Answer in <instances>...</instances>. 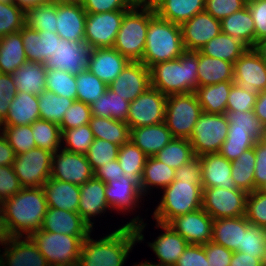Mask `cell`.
Returning a JSON list of instances; mask_svg holds the SVG:
<instances>
[{"mask_svg": "<svg viewBox=\"0 0 266 266\" xmlns=\"http://www.w3.org/2000/svg\"><path fill=\"white\" fill-rule=\"evenodd\" d=\"M0 131L6 137L16 155L36 148L31 125H0Z\"/></svg>", "mask_w": 266, "mask_h": 266, "instance_id": "obj_53", "label": "cell"}, {"mask_svg": "<svg viewBox=\"0 0 266 266\" xmlns=\"http://www.w3.org/2000/svg\"><path fill=\"white\" fill-rule=\"evenodd\" d=\"M136 3H149L151 4V0H134Z\"/></svg>", "mask_w": 266, "mask_h": 266, "instance_id": "obj_80", "label": "cell"}, {"mask_svg": "<svg viewBox=\"0 0 266 266\" xmlns=\"http://www.w3.org/2000/svg\"><path fill=\"white\" fill-rule=\"evenodd\" d=\"M209 266H230L233 252L214 242L204 245Z\"/></svg>", "mask_w": 266, "mask_h": 266, "instance_id": "obj_67", "label": "cell"}, {"mask_svg": "<svg viewBox=\"0 0 266 266\" xmlns=\"http://www.w3.org/2000/svg\"><path fill=\"white\" fill-rule=\"evenodd\" d=\"M175 266H209L204 245L189 244Z\"/></svg>", "mask_w": 266, "mask_h": 266, "instance_id": "obj_66", "label": "cell"}, {"mask_svg": "<svg viewBox=\"0 0 266 266\" xmlns=\"http://www.w3.org/2000/svg\"><path fill=\"white\" fill-rule=\"evenodd\" d=\"M39 119L38 95L17 92L10 103L6 119L0 125H31Z\"/></svg>", "mask_w": 266, "mask_h": 266, "instance_id": "obj_32", "label": "cell"}, {"mask_svg": "<svg viewBox=\"0 0 266 266\" xmlns=\"http://www.w3.org/2000/svg\"><path fill=\"white\" fill-rule=\"evenodd\" d=\"M90 107L93 116L112 118L126 123L130 102L108 87Z\"/></svg>", "mask_w": 266, "mask_h": 266, "instance_id": "obj_43", "label": "cell"}, {"mask_svg": "<svg viewBox=\"0 0 266 266\" xmlns=\"http://www.w3.org/2000/svg\"><path fill=\"white\" fill-rule=\"evenodd\" d=\"M248 228L245 216L213 220L212 242L237 252L242 246L243 232Z\"/></svg>", "mask_w": 266, "mask_h": 266, "instance_id": "obj_30", "label": "cell"}, {"mask_svg": "<svg viewBox=\"0 0 266 266\" xmlns=\"http://www.w3.org/2000/svg\"><path fill=\"white\" fill-rule=\"evenodd\" d=\"M254 187L257 190L266 182V162H255Z\"/></svg>", "mask_w": 266, "mask_h": 266, "instance_id": "obj_73", "label": "cell"}, {"mask_svg": "<svg viewBox=\"0 0 266 266\" xmlns=\"http://www.w3.org/2000/svg\"><path fill=\"white\" fill-rule=\"evenodd\" d=\"M174 180L175 169L157 160L154 156L148 157L140 180L141 193L146 196L154 187L164 189Z\"/></svg>", "mask_w": 266, "mask_h": 266, "instance_id": "obj_38", "label": "cell"}, {"mask_svg": "<svg viewBox=\"0 0 266 266\" xmlns=\"http://www.w3.org/2000/svg\"><path fill=\"white\" fill-rule=\"evenodd\" d=\"M233 82L255 95L266 90V64L254 48L247 49L235 61Z\"/></svg>", "mask_w": 266, "mask_h": 266, "instance_id": "obj_16", "label": "cell"}, {"mask_svg": "<svg viewBox=\"0 0 266 266\" xmlns=\"http://www.w3.org/2000/svg\"><path fill=\"white\" fill-rule=\"evenodd\" d=\"M255 94L243 90L239 85L233 83L229 92L226 111H254V106L257 100Z\"/></svg>", "mask_w": 266, "mask_h": 266, "instance_id": "obj_60", "label": "cell"}, {"mask_svg": "<svg viewBox=\"0 0 266 266\" xmlns=\"http://www.w3.org/2000/svg\"><path fill=\"white\" fill-rule=\"evenodd\" d=\"M45 81L46 90L54 92L56 95L76 100L77 85L75 75L56 69H47Z\"/></svg>", "mask_w": 266, "mask_h": 266, "instance_id": "obj_52", "label": "cell"}, {"mask_svg": "<svg viewBox=\"0 0 266 266\" xmlns=\"http://www.w3.org/2000/svg\"><path fill=\"white\" fill-rule=\"evenodd\" d=\"M90 50L84 40L72 42L60 38L52 57L44 64L47 69H56L77 76L88 69Z\"/></svg>", "mask_w": 266, "mask_h": 266, "instance_id": "obj_14", "label": "cell"}, {"mask_svg": "<svg viewBox=\"0 0 266 266\" xmlns=\"http://www.w3.org/2000/svg\"><path fill=\"white\" fill-rule=\"evenodd\" d=\"M213 218L202 208L173 218L168 225L189 244L205 245L212 241Z\"/></svg>", "mask_w": 266, "mask_h": 266, "instance_id": "obj_17", "label": "cell"}, {"mask_svg": "<svg viewBox=\"0 0 266 266\" xmlns=\"http://www.w3.org/2000/svg\"><path fill=\"white\" fill-rule=\"evenodd\" d=\"M105 195L111 211L116 210L123 214L136 211L134 208H140L139 204L144 199L140 188L125 176H121L119 181H109L106 184Z\"/></svg>", "mask_w": 266, "mask_h": 266, "instance_id": "obj_25", "label": "cell"}, {"mask_svg": "<svg viewBox=\"0 0 266 266\" xmlns=\"http://www.w3.org/2000/svg\"><path fill=\"white\" fill-rule=\"evenodd\" d=\"M266 249V229L248 222V228L243 232L242 246L239 252L248 255H257L263 260Z\"/></svg>", "mask_w": 266, "mask_h": 266, "instance_id": "obj_57", "label": "cell"}, {"mask_svg": "<svg viewBox=\"0 0 266 266\" xmlns=\"http://www.w3.org/2000/svg\"><path fill=\"white\" fill-rule=\"evenodd\" d=\"M77 101L91 105L106 92L108 85L90 70H84L76 76Z\"/></svg>", "mask_w": 266, "mask_h": 266, "instance_id": "obj_50", "label": "cell"}, {"mask_svg": "<svg viewBox=\"0 0 266 266\" xmlns=\"http://www.w3.org/2000/svg\"><path fill=\"white\" fill-rule=\"evenodd\" d=\"M106 184L95 177L80 185L79 206L77 212L91 229L95 218L111 210L105 195ZM93 220V221H92Z\"/></svg>", "mask_w": 266, "mask_h": 266, "instance_id": "obj_22", "label": "cell"}, {"mask_svg": "<svg viewBox=\"0 0 266 266\" xmlns=\"http://www.w3.org/2000/svg\"><path fill=\"white\" fill-rule=\"evenodd\" d=\"M197 87L233 81L234 64L201 54L198 51Z\"/></svg>", "mask_w": 266, "mask_h": 266, "instance_id": "obj_35", "label": "cell"}, {"mask_svg": "<svg viewBox=\"0 0 266 266\" xmlns=\"http://www.w3.org/2000/svg\"><path fill=\"white\" fill-rule=\"evenodd\" d=\"M253 48L259 54L263 62L266 64V38L256 42Z\"/></svg>", "mask_w": 266, "mask_h": 266, "instance_id": "obj_76", "label": "cell"}, {"mask_svg": "<svg viewBox=\"0 0 266 266\" xmlns=\"http://www.w3.org/2000/svg\"><path fill=\"white\" fill-rule=\"evenodd\" d=\"M146 225L143 217L138 215L98 240L93 239L90 233L83 240L78 266L125 265L134 245L145 240L142 233Z\"/></svg>", "mask_w": 266, "mask_h": 266, "instance_id": "obj_1", "label": "cell"}, {"mask_svg": "<svg viewBox=\"0 0 266 266\" xmlns=\"http://www.w3.org/2000/svg\"><path fill=\"white\" fill-rule=\"evenodd\" d=\"M119 146L104 139L95 138L85 154L93 171L118 157Z\"/></svg>", "mask_w": 266, "mask_h": 266, "instance_id": "obj_56", "label": "cell"}, {"mask_svg": "<svg viewBox=\"0 0 266 266\" xmlns=\"http://www.w3.org/2000/svg\"><path fill=\"white\" fill-rule=\"evenodd\" d=\"M180 26L186 51H199L212 38L221 33L220 21L205 11L196 14Z\"/></svg>", "mask_w": 266, "mask_h": 266, "instance_id": "obj_18", "label": "cell"}, {"mask_svg": "<svg viewBox=\"0 0 266 266\" xmlns=\"http://www.w3.org/2000/svg\"><path fill=\"white\" fill-rule=\"evenodd\" d=\"M26 25L37 31L56 32L57 0H50L25 12Z\"/></svg>", "mask_w": 266, "mask_h": 266, "instance_id": "obj_46", "label": "cell"}, {"mask_svg": "<svg viewBox=\"0 0 266 266\" xmlns=\"http://www.w3.org/2000/svg\"><path fill=\"white\" fill-rule=\"evenodd\" d=\"M247 0H205L204 11L221 21L246 6Z\"/></svg>", "mask_w": 266, "mask_h": 266, "instance_id": "obj_61", "label": "cell"}, {"mask_svg": "<svg viewBox=\"0 0 266 266\" xmlns=\"http://www.w3.org/2000/svg\"><path fill=\"white\" fill-rule=\"evenodd\" d=\"M202 166V188L237 189L231 177V161L220 153L199 156Z\"/></svg>", "mask_w": 266, "mask_h": 266, "instance_id": "obj_27", "label": "cell"}, {"mask_svg": "<svg viewBox=\"0 0 266 266\" xmlns=\"http://www.w3.org/2000/svg\"><path fill=\"white\" fill-rule=\"evenodd\" d=\"M257 190H258L260 193L266 195V182H265L264 184H262Z\"/></svg>", "mask_w": 266, "mask_h": 266, "instance_id": "obj_78", "label": "cell"}, {"mask_svg": "<svg viewBox=\"0 0 266 266\" xmlns=\"http://www.w3.org/2000/svg\"><path fill=\"white\" fill-rule=\"evenodd\" d=\"M20 33L27 60L42 64L52 57L60 39L56 32L37 31L27 25Z\"/></svg>", "mask_w": 266, "mask_h": 266, "instance_id": "obj_26", "label": "cell"}, {"mask_svg": "<svg viewBox=\"0 0 266 266\" xmlns=\"http://www.w3.org/2000/svg\"><path fill=\"white\" fill-rule=\"evenodd\" d=\"M256 161L266 162V136L255 143Z\"/></svg>", "mask_w": 266, "mask_h": 266, "instance_id": "obj_74", "label": "cell"}, {"mask_svg": "<svg viewBox=\"0 0 266 266\" xmlns=\"http://www.w3.org/2000/svg\"><path fill=\"white\" fill-rule=\"evenodd\" d=\"M3 250L0 248V266L49 265L30 236L13 237L3 245Z\"/></svg>", "mask_w": 266, "mask_h": 266, "instance_id": "obj_20", "label": "cell"}, {"mask_svg": "<svg viewBox=\"0 0 266 266\" xmlns=\"http://www.w3.org/2000/svg\"><path fill=\"white\" fill-rule=\"evenodd\" d=\"M256 140L245 131L228 130L219 153L229 161L236 160L245 150L254 147Z\"/></svg>", "mask_w": 266, "mask_h": 266, "instance_id": "obj_54", "label": "cell"}, {"mask_svg": "<svg viewBox=\"0 0 266 266\" xmlns=\"http://www.w3.org/2000/svg\"><path fill=\"white\" fill-rule=\"evenodd\" d=\"M92 113L89 104L75 100L74 103L65 111L62 122L59 124L60 130L77 128L88 124Z\"/></svg>", "mask_w": 266, "mask_h": 266, "instance_id": "obj_59", "label": "cell"}, {"mask_svg": "<svg viewBox=\"0 0 266 266\" xmlns=\"http://www.w3.org/2000/svg\"><path fill=\"white\" fill-rule=\"evenodd\" d=\"M130 61L113 47L94 48L88 57V70L110 85Z\"/></svg>", "mask_w": 266, "mask_h": 266, "instance_id": "obj_23", "label": "cell"}, {"mask_svg": "<svg viewBox=\"0 0 266 266\" xmlns=\"http://www.w3.org/2000/svg\"><path fill=\"white\" fill-rule=\"evenodd\" d=\"M148 156L142 152L131 140L118 149V161L124 171V176L133 181L140 188L144 166Z\"/></svg>", "mask_w": 266, "mask_h": 266, "instance_id": "obj_42", "label": "cell"}, {"mask_svg": "<svg viewBox=\"0 0 266 266\" xmlns=\"http://www.w3.org/2000/svg\"><path fill=\"white\" fill-rule=\"evenodd\" d=\"M94 177V171L85 154L72 153L62 148L52 157L50 178L83 185Z\"/></svg>", "mask_w": 266, "mask_h": 266, "instance_id": "obj_15", "label": "cell"}, {"mask_svg": "<svg viewBox=\"0 0 266 266\" xmlns=\"http://www.w3.org/2000/svg\"><path fill=\"white\" fill-rule=\"evenodd\" d=\"M155 14L152 4L135 3L122 19L113 48L129 61L141 62L149 21Z\"/></svg>", "mask_w": 266, "mask_h": 266, "instance_id": "obj_4", "label": "cell"}, {"mask_svg": "<svg viewBox=\"0 0 266 266\" xmlns=\"http://www.w3.org/2000/svg\"><path fill=\"white\" fill-rule=\"evenodd\" d=\"M86 16L82 3L57 0L56 33L72 42L84 40Z\"/></svg>", "mask_w": 266, "mask_h": 266, "instance_id": "obj_21", "label": "cell"}, {"mask_svg": "<svg viewBox=\"0 0 266 266\" xmlns=\"http://www.w3.org/2000/svg\"><path fill=\"white\" fill-rule=\"evenodd\" d=\"M198 51H185L178 59L149 68L151 86L164 95L195 92L198 84Z\"/></svg>", "mask_w": 266, "mask_h": 266, "instance_id": "obj_3", "label": "cell"}, {"mask_svg": "<svg viewBox=\"0 0 266 266\" xmlns=\"http://www.w3.org/2000/svg\"><path fill=\"white\" fill-rule=\"evenodd\" d=\"M45 64L25 61L13 74V81L18 92L40 95L46 90Z\"/></svg>", "mask_w": 266, "mask_h": 266, "instance_id": "obj_36", "label": "cell"}, {"mask_svg": "<svg viewBox=\"0 0 266 266\" xmlns=\"http://www.w3.org/2000/svg\"><path fill=\"white\" fill-rule=\"evenodd\" d=\"M22 188L12 165L0 166V199L2 202L13 197Z\"/></svg>", "mask_w": 266, "mask_h": 266, "instance_id": "obj_63", "label": "cell"}, {"mask_svg": "<svg viewBox=\"0 0 266 266\" xmlns=\"http://www.w3.org/2000/svg\"><path fill=\"white\" fill-rule=\"evenodd\" d=\"M152 6L160 18L181 25L204 11L205 0H157Z\"/></svg>", "mask_w": 266, "mask_h": 266, "instance_id": "obj_33", "label": "cell"}, {"mask_svg": "<svg viewBox=\"0 0 266 266\" xmlns=\"http://www.w3.org/2000/svg\"><path fill=\"white\" fill-rule=\"evenodd\" d=\"M2 206L14 237L31 236L41 229L48 209L43 187H24Z\"/></svg>", "mask_w": 266, "mask_h": 266, "instance_id": "obj_2", "label": "cell"}, {"mask_svg": "<svg viewBox=\"0 0 266 266\" xmlns=\"http://www.w3.org/2000/svg\"><path fill=\"white\" fill-rule=\"evenodd\" d=\"M245 217L250 224L266 229V195L255 190L246 198Z\"/></svg>", "mask_w": 266, "mask_h": 266, "instance_id": "obj_58", "label": "cell"}, {"mask_svg": "<svg viewBox=\"0 0 266 266\" xmlns=\"http://www.w3.org/2000/svg\"><path fill=\"white\" fill-rule=\"evenodd\" d=\"M156 228L163 229L162 233L153 242H147V246L153 250L161 266H175L179 257L183 254L189 243L168 224L156 222Z\"/></svg>", "mask_w": 266, "mask_h": 266, "instance_id": "obj_24", "label": "cell"}, {"mask_svg": "<svg viewBox=\"0 0 266 266\" xmlns=\"http://www.w3.org/2000/svg\"><path fill=\"white\" fill-rule=\"evenodd\" d=\"M153 219L168 224L173 218L202 208V182L174 180L163 190Z\"/></svg>", "mask_w": 266, "mask_h": 266, "instance_id": "obj_6", "label": "cell"}, {"mask_svg": "<svg viewBox=\"0 0 266 266\" xmlns=\"http://www.w3.org/2000/svg\"><path fill=\"white\" fill-rule=\"evenodd\" d=\"M151 86L150 70L142 62H129L108 87L132 102Z\"/></svg>", "mask_w": 266, "mask_h": 266, "instance_id": "obj_19", "label": "cell"}, {"mask_svg": "<svg viewBox=\"0 0 266 266\" xmlns=\"http://www.w3.org/2000/svg\"><path fill=\"white\" fill-rule=\"evenodd\" d=\"M49 1L50 0H13V3L26 12L31 7L39 6L40 4H44Z\"/></svg>", "mask_w": 266, "mask_h": 266, "instance_id": "obj_75", "label": "cell"}, {"mask_svg": "<svg viewBox=\"0 0 266 266\" xmlns=\"http://www.w3.org/2000/svg\"><path fill=\"white\" fill-rule=\"evenodd\" d=\"M175 180L186 182H202V166L199 156L183 164L175 170Z\"/></svg>", "mask_w": 266, "mask_h": 266, "instance_id": "obj_68", "label": "cell"}, {"mask_svg": "<svg viewBox=\"0 0 266 266\" xmlns=\"http://www.w3.org/2000/svg\"><path fill=\"white\" fill-rule=\"evenodd\" d=\"M53 153L42 148H34L16 155L12 164L22 187H43L50 178Z\"/></svg>", "mask_w": 266, "mask_h": 266, "instance_id": "obj_10", "label": "cell"}, {"mask_svg": "<svg viewBox=\"0 0 266 266\" xmlns=\"http://www.w3.org/2000/svg\"><path fill=\"white\" fill-rule=\"evenodd\" d=\"M41 230L74 236H88L93 229L78 212L48 207Z\"/></svg>", "mask_w": 266, "mask_h": 266, "instance_id": "obj_28", "label": "cell"}, {"mask_svg": "<svg viewBox=\"0 0 266 266\" xmlns=\"http://www.w3.org/2000/svg\"><path fill=\"white\" fill-rule=\"evenodd\" d=\"M230 266H262V260L257 255H248L242 252H233Z\"/></svg>", "mask_w": 266, "mask_h": 266, "instance_id": "obj_71", "label": "cell"}, {"mask_svg": "<svg viewBox=\"0 0 266 266\" xmlns=\"http://www.w3.org/2000/svg\"><path fill=\"white\" fill-rule=\"evenodd\" d=\"M233 81L197 87L195 94L202 111L212 114H225L229 92Z\"/></svg>", "mask_w": 266, "mask_h": 266, "instance_id": "obj_39", "label": "cell"}, {"mask_svg": "<svg viewBox=\"0 0 266 266\" xmlns=\"http://www.w3.org/2000/svg\"><path fill=\"white\" fill-rule=\"evenodd\" d=\"M94 139L89 123L65 129L61 131V148L72 153L86 154Z\"/></svg>", "mask_w": 266, "mask_h": 266, "instance_id": "obj_51", "label": "cell"}, {"mask_svg": "<svg viewBox=\"0 0 266 266\" xmlns=\"http://www.w3.org/2000/svg\"><path fill=\"white\" fill-rule=\"evenodd\" d=\"M247 49L241 41L221 32L200 48L199 52L234 64Z\"/></svg>", "mask_w": 266, "mask_h": 266, "instance_id": "obj_40", "label": "cell"}, {"mask_svg": "<svg viewBox=\"0 0 266 266\" xmlns=\"http://www.w3.org/2000/svg\"><path fill=\"white\" fill-rule=\"evenodd\" d=\"M17 92L12 75L0 73V124L6 119L10 103Z\"/></svg>", "mask_w": 266, "mask_h": 266, "instance_id": "obj_64", "label": "cell"}, {"mask_svg": "<svg viewBox=\"0 0 266 266\" xmlns=\"http://www.w3.org/2000/svg\"><path fill=\"white\" fill-rule=\"evenodd\" d=\"M121 176H124V171L120 167L118 159L106 162L103 166L98 167L94 171V177L102 180L105 184L109 181L120 180Z\"/></svg>", "mask_w": 266, "mask_h": 266, "instance_id": "obj_69", "label": "cell"}, {"mask_svg": "<svg viewBox=\"0 0 266 266\" xmlns=\"http://www.w3.org/2000/svg\"><path fill=\"white\" fill-rule=\"evenodd\" d=\"M202 112L195 92L168 95L165 124L174 138L189 139Z\"/></svg>", "mask_w": 266, "mask_h": 266, "instance_id": "obj_8", "label": "cell"}, {"mask_svg": "<svg viewBox=\"0 0 266 266\" xmlns=\"http://www.w3.org/2000/svg\"><path fill=\"white\" fill-rule=\"evenodd\" d=\"M167 96L150 86L130 102L126 123L129 128L156 125L165 122Z\"/></svg>", "mask_w": 266, "mask_h": 266, "instance_id": "obj_12", "label": "cell"}, {"mask_svg": "<svg viewBox=\"0 0 266 266\" xmlns=\"http://www.w3.org/2000/svg\"><path fill=\"white\" fill-rule=\"evenodd\" d=\"M25 61L20 31L0 37V73L12 75Z\"/></svg>", "mask_w": 266, "mask_h": 266, "instance_id": "obj_37", "label": "cell"}, {"mask_svg": "<svg viewBox=\"0 0 266 266\" xmlns=\"http://www.w3.org/2000/svg\"><path fill=\"white\" fill-rule=\"evenodd\" d=\"M25 11L13 2H0V37L20 31L25 25Z\"/></svg>", "mask_w": 266, "mask_h": 266, "instance_id": "obj_55", "label": "cell"}, {"mask_svg": "<svg viewBox=\"0 0 266 266\" xmlns=\"http://www.w3.org/2000/svg\"><path fill=\"white\" fill-rule=\"evenodd\" d=\"M128 10L87 13L84 41L90 49L113 47L122 19Z\"/></svg>", "mask_w": 266, "mask_h": 266, "instance_id": "obj_13", "label": "cell"}, {"mask_svg": "<svg viewBox=\"0 0 266 266\" xmlns=\"http://www.w3.org/2000/svg\"><path fill=\"white\" fill-rule=\"evenodd\" d=\"M39 99L40 119L60 124L65 111L74 103V99H68L56 95L54 92L44 90Z\"/></svg>", "mask_w": 266, "mask_h": 266, "instance_id": "obj_47", "label": "cell"}, {"mask_svg": "<svg viewBox=\"0 0 266 266\" xmlns=\"http://www.w3.org/2000/svg\"><path fill=\"white\" fill-rule=\"evenodd\" d=\"M173 138L165 122L130 129V140L148 157L155 156Z\"/></svg>", "mask_w": 266, "mask_h": 266, "instance_id": "obj_29", "label": "cell"}, {"mask_svg": "<svg viewBox=\"0 0 266 266\" xmlns=\"http://www.w3.org/2000/svg\"><path fill=\"white\" fill-rule=\"evenodd\" d=\"M64 2L82 3L84 0H60Z\"/></svg>", "mask_w": 266, "mask_h": 266, "instance_id": "obj_79", "label": "cell"}, {"mask_svg": "<svg viewBox=\"0 0 266 266\" xmlns=\"http://www.w3.org/2000/svg\"><path fill=\"white\" fill-rule=\"evenodd\" d=\"M16 157V153L8 143L6 137L0 131V166L12 165Z\"/></svg>", "mask_w": 266, "mask_h": 266, "instance_id": "obj_70", "label": "cell"}, {"mask_svg": "<svg viewBox=\"0 0 266 266\" xmlns=\"http://www.w3.org/2000/svg\"><path fill=\"white\" fill-rule=\"evenodd\" d=\"M133 266H161V265L153 264L149 260H146V261L140 262L139 264L135 263Z\"/></svg>", "mask_w": 266, "mask_h": 266, "instance_id": "obj_77", "label": "cell"}, {"mask_svg": "<svg viewBox=\"0 0 266 266\" xmlns=\"http://www.w3.org/2000/svg\"><path fill=\"white\" fill-rule=\"evenodd\" d=\"M255 162V146L245 150L236 160L231 162V177L237 189H241L247 194L255 191Z\"/></svg>", "mask_w": 266, "mask_h": 266, "instance_id": "obj_44", "label": "cell"}, {"mask_svg": "<svg viewBox=\"0 0 266 266\" xmlns=\"http://www.w3.org/2000/svg\"><path fill=\"white\" fill-rule=\"evenodd\" d=\"M225 115L229 121L228 130L245 131L256 141H260L266 136V128L255 116L254 111H226Z\"/></svg>", "mask_w": 266, "mask_h": 266, "instance_id": "obj_49", "label": "cell"}, {"mask_svg": "<svg viewBox=\"0 0 266 266\" xmlns=\"http://www.w3.org/2000/svg\"><path fill=\"white\" fill-rule=\"evenodd\" d=\"M255 25V44L266 38V0H247Z\"/></svg>", "mask_w": 266, "mask_h": 266, "instance_id": "obj_65", "label": "cell"}, {"mask_svg": "<svg viewBox=\"0 0 266 266\" xmlns=\"http://www.w3.org/2000/svg\"><path fill=\"white\" fill-rule=\"evenodd\" d=\"M247 195L241 189L203 188L202 209L213 220L245 216Z\"/></svg>", "mask_w": 266, "mask_h": 266, "instance_id": "obj_11", "label": "cell"}, {"mask_svg": "<svg viewBox=\"0 0 266 266\" xmlns=\"http://www.w3.org/2000/svg\"><path fill=\"white\" fill-rule=\"evenodd\" d=\"M185 51L181 26L155 14L149 21L141 62L150 68L159 62L178 59Z\"/></svg>", "mask_w": 266, "mask_h": 266, "instance_id": "obj_5", "label": "cell"}, {"mask_svg": "<svg viewBox=\"0 0 266 266\" xmlns=\"http://www.w3.org/2000/svg\"><path fill=\"white\" fill-rule=\"evenodd\" d=\"M154 157L176 170L191 161L196 155L189 139L173 138Z\"/></svg>", "mask_w": 266, "mask_h": 266, "instance_id": "obj_45", "label": "cell"}, {"mask_svg": "<svg viewBox=\"0 0 266 266\" xmlns=\"http://www.w3.org/2000/svg\"><path fill=\"white\" fill-rule=\"evenodd\" d=\"M254 114L266 128V90L259 92L254 106Z\"/></svg>", "mask_w": 266, "mask_h": 266, "instance_id": "obj_72", "label": "cell"}, {"mask_svg": "<svg viewBox=\"0 0 266 266\" xmlns=\"http://www.w3.org/2000/svg\"><path fill=\"white\" fill-rule=\"evenodd\" d=\"M225 114L202 112L189 138L196 156L219 153L228 133Z\"/></svg>", "mask_w": 266, "mask_h": 266, "instance_id": "obj_9", "label": "cell"}, {"mask_svg": "<svg viewBox=\"0 0 266 266\" xmlns=\"http://www.w3.org/2000/svg\"><path fill=\"white\" fill-rule=\"evenodd\" d=\"M221 32L241 41L248 49L255 46V25L247 5L220 21Z\"/></svg>", "mask_w": 266, "mask_h": 266, "instance_id": "obj_34", "label": "cell"}, {"mask_svg": "<svg viewBox=\"0 0 266 266\" xmlns=\"http://www.w3.org/2000/svg\"><path fill=\"white\" fill-rule=\"evenodd\" d=\"M48 207L77 212L80 185L49 178L43 186Z\"/></svg>", "mask_w": 266, "mask_h": 266, "instance_id": "obj_31", "label": "cell"}, {"mask_svg": "<svg viewBox=\"0 0 266 266\" xmlns=\"http://www.w3.org/2000/svg\"><path fill=\"white\" fill-rule=\"evenodd\" d=\"M135 3L134 0H84L82 6L86 13L94 14L129 10Z\"/></svg>", "mask_w": 266, "mask_h": 266, "instance_id": "obj_62", "label": "cell"}, {"mask_svg": "<svg viewBox=\"0 0 266 266\" xmlns=\"http://www.w3.org/2000/svg\"><path fill=\"white\" fill-rule=\"evenodd\" d=\"M48 264L78 266L83 240L87 236L37 230L31 236Z\"/></svg>", "mask_w": 266, "mask_h": 266, "instance_id": "obj_7", "label": "cell"}, {"mask_svg": "<svg viewBox=\"0 0 266 266\" xmlns=\"http://www.w3.org/2000/svg\"><path fill=\"white\" fill-rule=\"evenodd\" d=\"M31 126L37 148H42L53 154L61 149V130L59 124L39 119L31 124Z\"/></svg>", "mask_w": 266, "mask_h": 266, "instance_id": "obj_48", "label": "cell"}, {"mask_svg": "<svg viewBox=\"0 0 266 266\" xmlns=\"http://www.w3.org/2000/svg\"><path fill=\"white\" fill-rule=\"evenodd\" d=\"M89 125L94 138L104 139L119 147L130 140V128L125 122L92 115Z\"/></svg>", "mask_w": 266, "mask_h": 266, "instance_id": "obj_41", "label": "cell"}]
</instances>
